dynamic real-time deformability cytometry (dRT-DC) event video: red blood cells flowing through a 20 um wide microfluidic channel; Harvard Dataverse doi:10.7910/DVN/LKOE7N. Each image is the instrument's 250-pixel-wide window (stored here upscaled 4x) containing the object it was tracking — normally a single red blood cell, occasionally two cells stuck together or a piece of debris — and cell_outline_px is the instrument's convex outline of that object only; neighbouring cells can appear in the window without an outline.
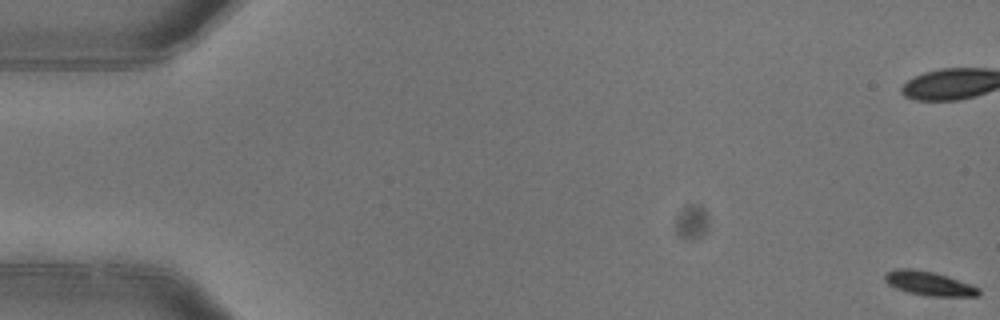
{"species": "common noctule bat (a hibernating species)", "species_latin": "Nyctalus noctula", "temperature_condition": "warm", "stored_images_in_passage": 6, "camera_frame_rate_fps": 3000, "um_per_image_px": 0.085, "animal": {"sex": "female"}, "frame": {"image": 1, "passage_image": 1, "time_ms": 0.0, "image_size_px": [1000, 320], "cell_outline_px": [[980, 296], [924, 296], [908, 292], [896, 288], [888, 284], [884, 280], [884, 276], [888, 272], [896, 268], [908, 268], [936, 272], [972, 284], [980, 288]], "centroid_in_image_um": [78.99, 24.09], "position_along_channel_um": 6.0, "area_um2": 13.35}}